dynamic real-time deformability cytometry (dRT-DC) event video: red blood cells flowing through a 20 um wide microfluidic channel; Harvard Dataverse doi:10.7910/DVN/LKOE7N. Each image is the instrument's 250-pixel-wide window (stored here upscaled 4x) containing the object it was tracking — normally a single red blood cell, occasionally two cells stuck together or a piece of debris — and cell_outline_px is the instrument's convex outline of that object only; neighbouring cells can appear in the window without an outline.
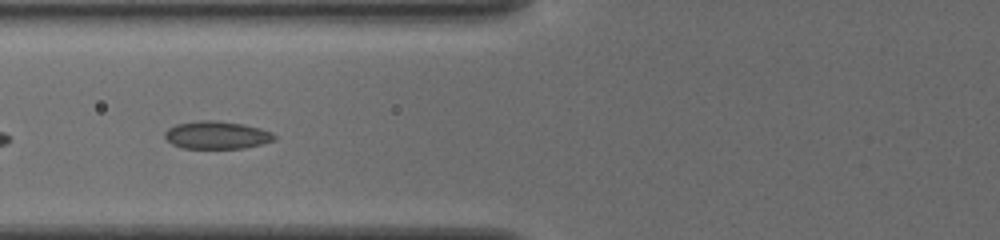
{"species": "common noctule bat (a hibernating species)", "species_latin": "Nyctalus noctula", "temperature_condition": "cold", "stored_images_in_passage": 29, "camera_frame_rate_fps": 3000, "um_per_image_px": 0.085, "animal": {"sex": "female", "body_mass_g": 19.5, "forearm_length_mm": 54.1}, "frame": {"image": 1, "passage_image": 15, "time_ms": 4.667, "image_size_px": [1000, 240], "cell_outline_px": [[276, 140], [244, 148], [184, 148], [172, 144], [164, 136], [164, 132], [168, 128], [176, 124], [200, 120], [216, 120], [244, 124], [260, 128], [272, 132], [276, 136]], "centroid_in_image_um": [18.43, 11.47], "position_along_channel_um": 107.4, "area_um2": 17.74}}
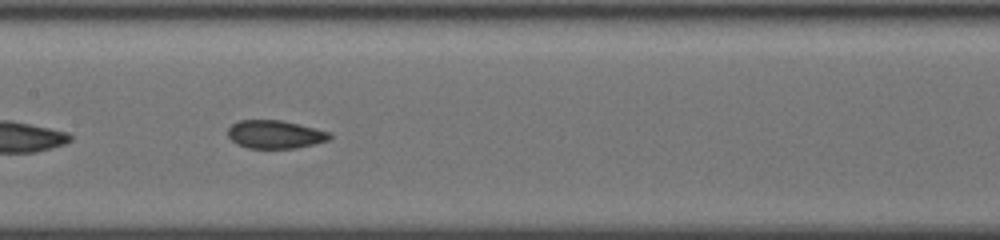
{"frame": {"image": 2, "passage_image": 20, "time_ms": 6.333, "image_size_px": [1000, 240], "cell_outline_px": [[332, 136], [328, 140], [296, 148], [248, 148], [236, 144], [228, 136], [228, 128], [232, 124], [240, 120], [280, 120], [328, 132]], "centroid_in_image_um": [23.32, 11.43], "position_along_channel_um": 184.1, "area_um2": 16.42}}
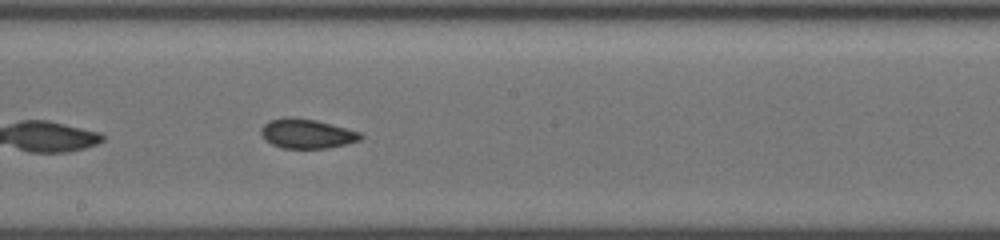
{"frame": {"image": 3, "passage_image": 23, "time_ms": 7.333, "image_size_px": [1000, 240], "cell_outline_px": [[364, 136], [360, 140], [328, 148], [284, 148], [272, 144], [264, 140], [260, 132], [260, 128], [268, 120], [284, 116], [288, 116], [316, 120], [360, 132]], "centroid_in_image_um": [26.03, 11.35], "position_along_channel_um": 222.2, "area_um2": 17.17}}